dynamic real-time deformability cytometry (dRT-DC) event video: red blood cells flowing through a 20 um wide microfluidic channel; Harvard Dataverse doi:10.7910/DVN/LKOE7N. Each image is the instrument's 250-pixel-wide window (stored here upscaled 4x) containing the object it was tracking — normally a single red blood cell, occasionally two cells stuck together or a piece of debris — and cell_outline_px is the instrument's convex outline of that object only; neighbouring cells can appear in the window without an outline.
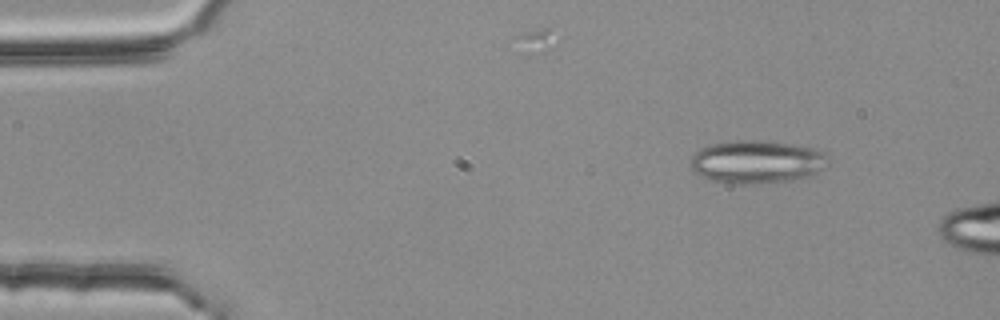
{"species": "common noctule bat (a hibernating species)", "species_latin": "Nyctalus noctula", "temperature_condition": "room temperature", "stored_images_in_passage": 3, "camera_frame_rate_fps": 3000, "um_per_image_px": 0.085, "animal": {"sex": "female", "body_mass_g": 25.1}, "frame": {"image": 1, "passage_image": 1, "time_ms": 0.0, "image_size_px": [1000, 320], "cell_outline_px": [[828, 156], [820, 168], [816, 172], [808, 176], [792, 180], [756, 184], [736, 184], [712, 180], [692, 172], [688, 164], [692, 156], [700, 148], [712, 144], [740, 140], [760, 140], [812, 148]], "centroid_in_image_um": [64.21, 13.77], "position_along_channel_um": 20.8, "area_um2": 33.99}}